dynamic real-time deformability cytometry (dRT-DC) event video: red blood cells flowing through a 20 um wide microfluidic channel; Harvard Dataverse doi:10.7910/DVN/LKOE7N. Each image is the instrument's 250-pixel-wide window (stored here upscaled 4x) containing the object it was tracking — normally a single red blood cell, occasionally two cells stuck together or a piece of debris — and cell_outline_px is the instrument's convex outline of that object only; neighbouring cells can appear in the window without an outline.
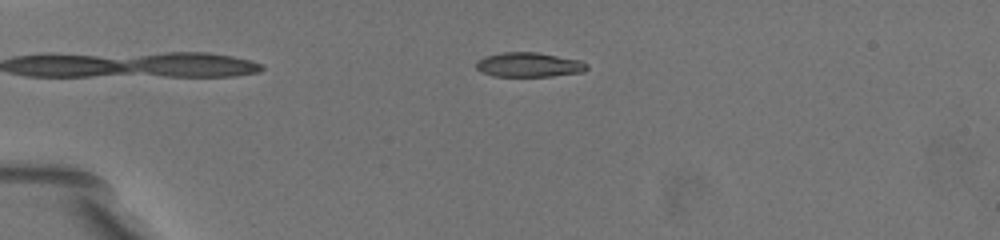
{"species": "common noctule bat (a hibernating species)", "species_latin": "Nyctalus noctula", "temperature_condition": "warm", "stored_images_in_passage": 68, "camera_frame_rate_fps": 3000, "um_per_image_px": 0.085, "animal": {"sex": "female", "body_mass_g": 19.5, "forearm_length_mm": 54.1}, "frame": {"image": 1, "passage_image": 2, "time_ms": 0.333, "image_size_px": [1000, 240], "cell_outline_px": [[588, 68], [584, 72], [552, 76], [492, 76], [476, 68], [476, 60], [484, 56], [504, 52], [536, 52], [580, 60], [588, 64]], "centroid_in_image_um": [44.96, 5.5], "position_along_channel_um": 40.0, "area_um2": 15.84}}
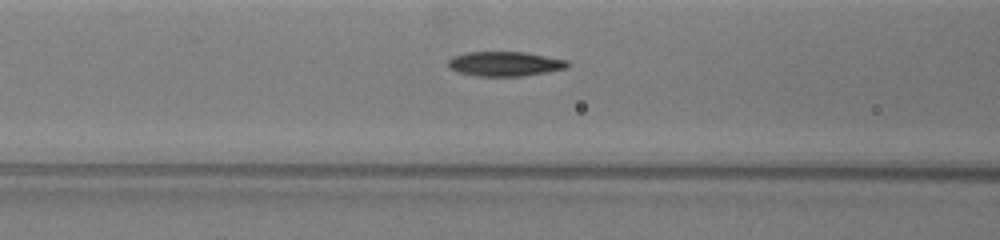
{"frame": {"image": 2, "passage_image": 17, "time_ms": 4.0, "image_size_px": [1000, 240], "cell_outline_px": [[572, 64], [568, 68], [524, 76], [476, 76], [456, 72], [448, 68], [448, 60], [452, 56], [468, 52], [524, 52], [568, 60]], "centroid_in_image_um": [42.92, 5.43], "position_along_channel_um": 123.7, "area_um2": 17.34}}
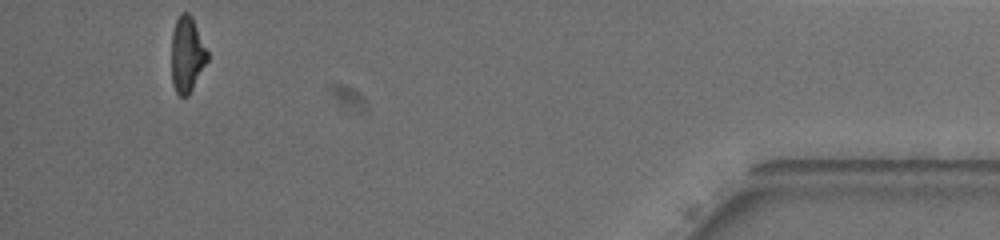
{"frame": {"image": 3, "passage_image": 64, "time_ms": 14.0, "image_size_px": [1000, 240], "cell_outline_px": [[208, 60], [188, 96], [180, 96], [176, 92], [172, 84], [172, 32], [176, 20], [180, 12], [188, 12], [192, 16], [208, 52]], "centroid_in_image_um": [15.89, 4.61], "position_along_channel_um": 419.3, "area_um2": 15.84}, "authors_computed_cell_mechanics": {"area_um2": 17.2822, "velocity_mm_per_s": 3.5831, "shape_relaxation_time_tau1_ms": 5.5146, "shape_relaxation_time_tau2_ms": 3.6665, "deformation_change_tau1": 0.1901, "deformation_change_tau2": 0.0945}}